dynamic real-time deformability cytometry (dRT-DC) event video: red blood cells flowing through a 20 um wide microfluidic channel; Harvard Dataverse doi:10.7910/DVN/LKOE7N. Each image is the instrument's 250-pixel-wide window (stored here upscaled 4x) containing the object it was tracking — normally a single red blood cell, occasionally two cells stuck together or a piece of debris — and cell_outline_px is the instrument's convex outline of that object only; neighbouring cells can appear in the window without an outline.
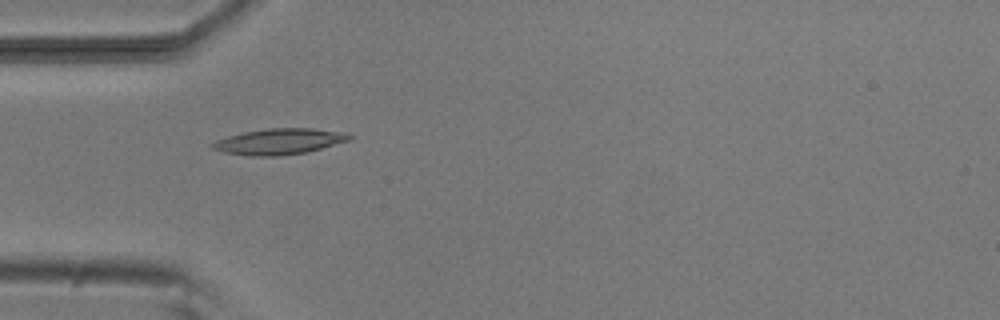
{"species": "common noctule bat (a hibernating species)", "species_latin": "Nyctalus noctula", "temperature_condition": "room temperature", "stored_images_in_passage": 9, "camera_frame_rate_fps": 3000, "um_per_image_px": 0.085, "animal": {"sex": "male", "body_mass_g": 20.5, "forearm_length_mm": 52.5}, "frame": {"image": 1, "passage_image": 4, "time_ms": 4.333, "image_size_px": [1000, 320], "cell_outline_px": [[352, 140], [304, 152], [280, 156], [248, 156], [224, 152], [212, 148], [208, 144], [216, 140], [228, 136], [244, 132], [268, 128], [312, 128], [344, 132], [352, 136]], "centroid_in_image_um": [23.71, 12.02], "position_along_channel_um": 61.3, "area_um2": 20.63}}
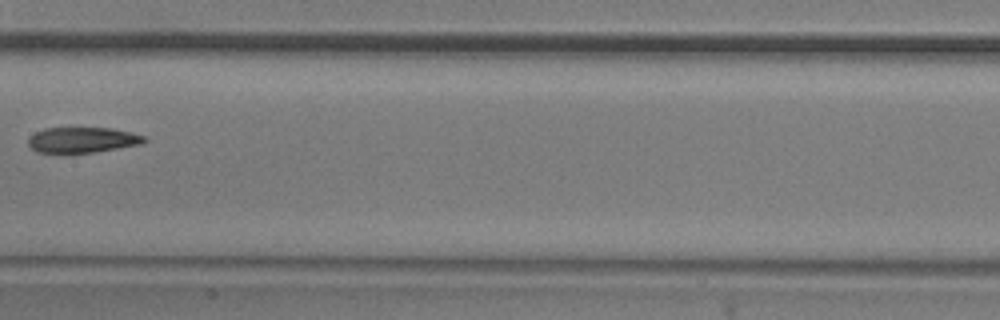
{"frame": {"image": 2, "passage_image": 7, "time_ms": 8.0, "image_size_px": [1000, 320], "cell_outline_px": [[148, 140], [144, 144], [92, 152], [36, 152], [28, 144], [28, 136], [44, 128], [112, 128], [132, 132], [148, 136]], "centroid_in_image_um": [7.07, 11.88], "position_along_channel_um": 200.3, "area_um2": 17.34}}
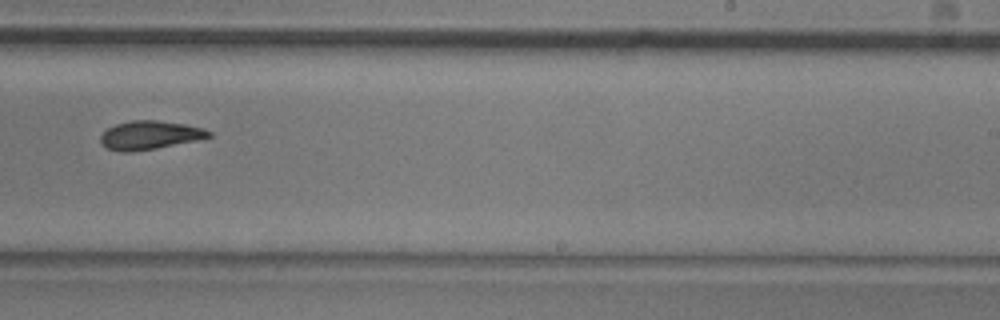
{"frame": {"image": 3, "passage_image": 9, "time_ms": 10.0, "image_size_px": [1000, 320], "cell_outline_px": [[212, 136], [196, 140], [156, 148], [132, 152], [120, 152], [108, 148], [100, 140], [100, 136], [108, 128], [116, 124], [132, 120], [156, 120], [184, 124], [204, 128], [212, 132]], "centroid_in_image_um": [12.74, 11.48], "position_along_channel_um": 276.3, "area_um2": 17.86}}